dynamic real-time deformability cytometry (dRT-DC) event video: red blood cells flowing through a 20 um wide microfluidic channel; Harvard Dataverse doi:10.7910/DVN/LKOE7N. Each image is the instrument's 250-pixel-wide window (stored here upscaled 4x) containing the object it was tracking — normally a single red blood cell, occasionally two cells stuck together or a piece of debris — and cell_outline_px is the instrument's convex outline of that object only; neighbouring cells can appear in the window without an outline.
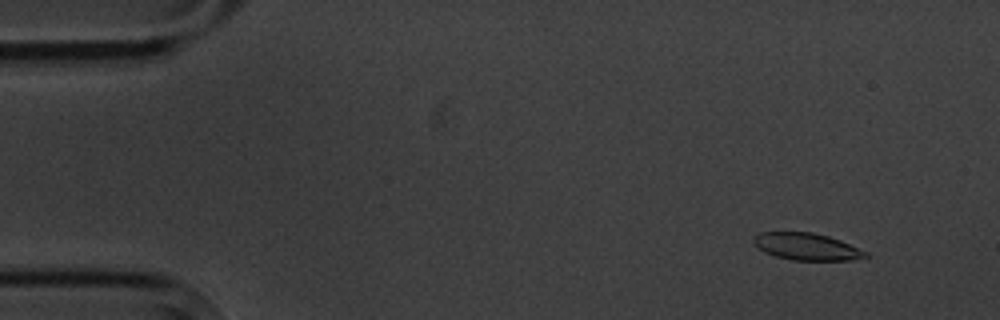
{"species": "common noctule bat (a hibernating species)", "species_latin": "Nyctalus noctula", "temperature_condition": "cold", "stored_images_in_passage": 5, "camera_frame_rate_fps": 3000, "um_per_image_px": 0.085, "animal": {"sex": "male", "body_mass_g": 20.1, "forearm_length_mm": 53.5}, "frame": {"image": 1, "passage_image": 2, "time_ms": 1.333, "image_size_px": [1000, 320], "cell_outline_px": [[868, 256], [852, 260], [792, 260], [776, 256], [764, 252], [752, 244], [752, 236], [760, 232], [812, 232], [828, 236], [840, 240], [868, 252]], "centroid_in_image_um": [68.52, 20.95], "position_along_channel_um": 16.5, "area_um2": 17.74}}
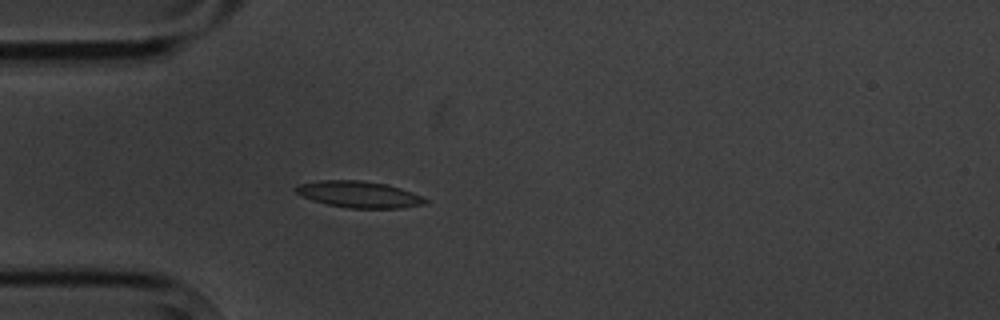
{"frame": {"image": 2, "passage_image": 5, "time_ms": 5.0, "image_size_px": [1000, 320], "cell_outline_px": [[428, 200], [424, 204], [400, 208], [348, 208], [328, 204], [312, 200], [296, 192], [292, 188], [300, 184], [320, 180], [360, 180], [384, 184], [400, 188], [412, 192]], "centroid_in_image_um": [30.49, 16.52], "position_along_channel_um": 54.5, "area_um2": 19.71}}